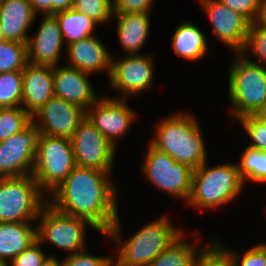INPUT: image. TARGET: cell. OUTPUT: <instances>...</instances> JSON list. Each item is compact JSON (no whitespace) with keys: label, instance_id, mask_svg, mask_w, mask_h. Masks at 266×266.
I'll list each match as a JSON object with an SVG mask.
<instances>
[{"label":"cell","instance_id":"7","mask_svg":"<svg viewBox=\"0 0 266 266\" xmlns=\"http://www.w3.org/2000/svg\"><path fill=\"white\" fill-rule=\"evenodd\" d=\"M37 240L46 241L55 247L67 251V255L84 251L86 248L87 226L101 233L91 222L82 217H76L57 210L48 202L38 216Z\"/></svg>","mask_w":266,"mask_h":266},{"label":"cell","instance_id":"18","mask_svg":"<svg viewBox=\"0 0 266 266\" xmlns=\"http://www.w3.org/2000/svg\"><path fill=\"white\" fill-rule=\"evenodd\" d=\"M54 66L27 63L22 71L21 107L31 116L54 96Z\"/></svg>","mask_w":266,"mask_h":266},{"label":"cell","instance_id":"28","mask_svg":"<svg viewBox=\"0 0 266 266\" xmlns=\"http://www.w3.org/2000/svg\"><path fill=\"white\" fill-rule=\"evenodd\" d=\"M216 240V241H215ZM211 240L208 244L200 247L192 266H235L231 252L217 239Z\"/></svg>","mask_w":266,"mask_h":266},{"label":"cell","instance_id":"39","mask_svg":"<svg viewBox=\"0 0 266 266\" xmlns=\"http://www.w3.org/2000/svg\"><path fill=\"white\" fill-rule=\"evenodd\" d=\"M29 2L37 14H51V0H29Z\"/></svg>","mask_w":266,"mask_h":266},{"label":"cell","instance_id":"20","mask_svg":"<svg viewBox=\"0 0 266 266\" xmlns=\"http://www.w3.org/2000/svg\"><path fill=\"white\" fill-rule=\"evenodd\" d=\"M29 0H0V24L6 40L27 44L37 17Z\"/></svg>","mask_w":266,"mask_h":266},{"label":"cell","instance_id":"15","mask_svg":"<svg viewBox=\"0 0 266 266\" xmlns=\"http://www.w3.org/2000/svg\"><path fill=\"white\" fill-rule=\"evenodd\" d=\"M85 117L86 111L81 107L53 96L32 115V123L42 134L71 139Z\"/></svg>","mask_w":266,"mask_h":266},{"label":"cell","instance_id":"37","mask_svg":"<svg viewBox=\"0 0 266 266\" xmlns=\"http://www.w3.org/2000/svg\"><path fill=\"white\" fill-rule=\"evenodd\" d=\"M225 6L240 13L251 23L255 22L259 13L261 0H219Z\"/></svg>","mask_w":266,"mask_h":266},{"label":"cell","instance_id":"17","mask_svg":"<svg viewBox=\"0 0 266 266\" xmlns=\"http://www.w3.org/2000/svg\"><path fill=\"white\" fill-rule=\"evenodd\" d=\"M88 75L91 76L67 65L54 66V96L76 104L86 111L99 98Z\"/></svg>","mask_w":266,"mask_h":266},{"label":"cell","instance_id":"1","mask_svg":"<svg viewBox=\"0 0 266 266\" xmlns=\"http://www.w3.org/2000/svg\"><path fill=\"white\" fill-rule=\"evenodd\" d=\"M111 173L75 166L49 194L48 203L63 213L87 219L104 235L119 215V193L109 177Z\"/></svg>","mask_w":266,"mask_h":266},{"label":"cell","instance_id":"4","mask_svg":"<svg viewBox=\"0 0 266 266\" xmlns=\"http://www.w3.org/2000/svg\"><path fill=\"white\" fill-rule=\"evenodd\" d=\"M235 54L228 70L231 123L266 112V65L248 59L249 53L247 56L242 52Z\"/></svg>","mask_w":266,"mask_h":266},{"label":"cell","instance_id":"30","mask_svg":"<svg viewBox=\"0 0 266 266\" xmlns=\"http://www.w3.org/2000/svg\"><path fill=\"white\" fill-rule=\"evenodd\" d=\"M22 89V71L0 73V108L20 106Z\"/></svg>","mask_w":266,"mask_h":266},{"label":"cell","instance_id":"14","mask_svg":"<svg viewBox=\"0 0 266 266\" xmlns=\"http://www.w3.org/2000/svg\"><path fill=\"white\" fill-rule=\"evenodd\" d=\"M208 15L215 37L234 52H243L251 22L219 0H199Z\"/></svg>","mask_w":266,"mask_h":266},{"label":"cell","instance_id":"32","mask_svg":"<svg viewBox=\"0 0 266 266\" xmlns=\"http://www.w3.org/2000/svg\"><path fill=\"white\" fill-rule=\"evenodd\" d=\"M239 121L252 140L248 146L266 152V112L242 117Z\"/></svg>","mask_w":266,"mask_h":266},{"label":"cell","instance_id":"6","mask_svg":"<svg viewBox=\"0 0 266 266\" xmlns=\"http://www.w3.org/2000/svg\"><path fill=\"white\" fill-rule=\"evenodd\" d=\"M45 195L32 175L0 178V222H36Z\"/></svg>","mask_w":266,"mask_h":266},{"label":"cell","instance_id":"5","mask_svg":"<svg viewBox=\"0 0 266 266\" xmlns=\"http://www.w3.org/2000/svg\"><path fill=\"white\" fill-rule=\"evenodd\" d=\"M206 162L193 171L191 192L186 202L203 211L215 210L234 201L245 185L236 163L210 167Z\"/></svg>","mask_w":266,"mask_h":266},{"label":"cell","instance_id":"24","mask_svg":"<svg viewBox=\"0 0 266 266\" xmlns=\"http://www.w3.org/2000/svg\"><path fill=\"white\" fill-rule=\"evenodd\" d=\"M59 24L65 45L94 36L98 25L85 14L70 8L53 14Z\"/></svg>","mask_w":266,"mask_h":266},{"label":"cell","instance_id":"33","mask_svg":"<svg viewBox=\"0 0 266 266\" xmlns=\"http://www.w3.org/2000/svg\"><path fill=\"white\" fill-rule=\"evenodd\" d=\"M247 49L252 50V54L257 57L256 63L266 65V28L259 26L256 22L250 24L248 39L242 53L245 54Z\"/></svg>","mask_w":266,"mask_h":266},{"label":"cell","instance_id":"27","mask_svg":"<svg viewBox=\"0 0 266 266\" xmlns=\"http://www.w3.org/2000/svg\"><path fill=\"white\" fill-rule=\"evenodd\" d=\"M32 123V116L21 106L0 108V142L18 134Z\"/></svg>","mask_w":266,"mask_h":266},{"label":"cell","instance_id":"10","mask_svg":"<svg viewBox=\"0 0 266 266\" xmlns=\"http://www.w3.org/2000/svg\"><path fill=\"white\" fill-rule=\"evenodd\" d=\"M153 57L151 54L112 56L109 87L123 99L150 91L155 79Z\"/></svg>","mask_w":266,"mask_h":266},{"label":"cell","instance_id":"21","mask_svg":"<svg viewBox=\"0 0 266 266\" xmlns=\"http://www.w3.org/2000/svg\"><path fill=\"white\" fill-rule=\"evenodd\" d=\"M151 13H113L116 34L126 55H140L150 31Z\"/></svg>","mask_w":266,"mask_h":266},{"label":"cell","instance_id":"36","mask_svg":"<svg viewBox=\"0 0 266 266\" xmlns=\"http://www.w3.org/2000/svg\"><path fill=\"white\" fill-rule=\"evenodd\" d=\"M86 249L72 255H67L63 260L60 259V266H107L113 259L110 256H94L86 253ZM62 260V261H61Z\"/></svg>","mask_w":266,"mask_h":266},{"label":"cell","instance_id":"44","mask_svg":"<svg viewBox=\"0 0 266 266\" xmlns=\"http://www.w3.org/2000/svg\"><path fill=\"white\" fill-rule=\"evenodd\" d=\"M107 266H119V265L115 262V260L112 259L111 262L107 264Z\"/></svg>","mask_w":266,"mask_h":266},{"label":"cell","instance_id":"12","mask_svg":"<svg viewBox=\"0 0 266 266\" xmlns=\"http://www.w3.org/2000/svg\"><path fill=\"white\" fill-rule=\"evenodd\" d=\"M76 166L112 172L115 148L85 117L70 139Z\"/></svg>","mask_w":266,"mask_h":266},{"label":"cell","instance_id":"42","mask_svg":"<svg viewBox=\"0 0 266 266\" xmlns=\"http://www.w3.org/2000/svg\"><path fill=\"white\" fill-rule=\"evenodd\" d=\"M49 254V256L45 259V261L40 266H60V259L57 260V258L53 255Z\"/></svg>","mask_w":266,"mask_h":266},{"label":"cell","instance_id":"35","mask_svg":"<svg viewBox=\"0 0 266 266\" xmlns=\"http://www.w3.org/2000/svg\"><path fill=\"white\" fill-rule=\"evenodd\" d=\"M40 245L41 243L36 240L18 256L12 259L8 263V266H40L49 256L43 251Z\"/></svg>","mask_w":266,"mask_h":266},{"label":"cell","instance_id":"3","mask_svg":"<svg viewBox=\"0 0 266 266\" xmlns=\"http://www.w3.org/2000/svg\"><path fill=\"white\" fill-rule=\"evenodd\" d=\"M120 226L118 215L112 228L104 234L118 245L115 262L119 266H149L162 251L183 234V230L177 229L164 215L148 225L146 223L127 240H123Z\"/></svg>","mask_w":266,"mask_h":266},{"label":"cell","instance_id":"16","mask_svg":"<svg viewBox=\"0 0 266 266\" xmlns=\"http://www.w3.org/2000/svg\"><path fill=\"white\" fill-rule=\"evenodd\" d=\"M35 36L27 42V61L34 65H59L61 49L65 45L56 17L44 15Z\"/></svg>","mask_w":266,"mask_h":266},{"label":"cell","instance_id":"31","mask_svg":"<svg viewBox=\"0 0 266 266\" xmlns=\"http://www.w3.org/2000/svg\"><path fill=\"white\" fill-rule=\"evenodd\" d=\"M72 8L91 18L98 26L113 18L112 0H73Z\"/></svg>","mask_w":266,"mask_h":266},{"label":"cell","instance_id":"19","mask_svg":"<svg viewBox=\"0 0 266 266\" xmlns=\"http://www.w3.org/2000/svg\"><path fill=\"white\" fill-rule=\"evenodd\" d=\"M69 67L94 74L107 71L111 73L112 55L95 35L73 42L66 46Z\"/></svg>","mask_w":266,"mask_h":266},{"label":"cell","instance_id":"13","mask_svg":"<svg viewBox=\"0 0 266 266\" xmlns=\"http://www.w3.org/2000/svg\"><path fill=\"white\" fill-rule=\"evenodd\" d=\"M128 105L127 99L99 97L86 110L87 119L115 148L118 138L129 131L137 116V112Z\"/></svg>","mask_w":266,"mask_h":266},{"label":"cell","instance_id":"38","mask_svg":"<svg viewBox=\"0 0 266 266\" xmlns=\"http://www.w3.org/2000/svg\"><path fill=\"white\" fill-rule=\"evenodd\" d=\"M155 0H112L113 13H150Z\"/></svg>","mask_w":266,"mask_h":266},{"label":"cell","instance_id":"29","mask_svg":"<svg viewBox=\"0 0 266 266\" xmlns=\"http://www.w3.org/2000/svg\"><path fill=\"white\" fill-rule=\"evenodd\" d=\"M27 63V44L9 40L0 43V73L23 71Z\"/></svg>","mask_w":266,"mask_h":266},{"label":"cell","instance_id":"45","mask_svg":"<svg viewBox=\"0 0 266 266\" xmlns=\"http://www.w3.org/2000/svg\"><path fill=\"white\" fill-rule=\"evenodd\" d=\"M0 266H8V264L2 260H0Z\"/></svg>","mask_w":266,"mask_h":266},{"label":"cell","instance_id":"25","mask_svg":"<svg viewBox=\"0 0 266 266\" xmlns=\"http://www.w3.org/2000/svg\"><path fill=\"white\" fill-rule=\"evenodd\" d=\"M184 235L185 233L162 251L149 266H192L200 246L184 242Z\"/></svg>","mask_w":266,"mask_h":266},{"label":"cell","instance_id":"2","mask_svg":"<svg viewBox=\"0 0 266 266\" xmlns=\"http://www.w3.org/2000/svg\"><path fill=\"white\" fill-rule=\"evenodd\" d=\"M178 112L158 121L149 144L195 170L207 161L203 133L196 116Z\"/></svg>","mask_w":266,"mask_h":266},{"label":"cell","instance_id":"43","mask_svg":"<svg viewBox=\"0 0 266 266\" xmlns=\"http://www.w3.org/2000/svg\"><path fill=\"white\" fill-rule=\"evenodd\" d=\"M6 41V38L3 34V30H2V27H1V24H0V43Z\"/></svg>","mask_w":266,"mask_h":266},{"label":"cell","instance_id":"9","mask_svg":"<svg viewBox=\"0 0 266 266\" xmlns=\"http://www.w3.org/2000/svg\"><path fill=\"white\" fill-rule=\"evenodd\" d=\"M141 164L142 173L156 188L187 202L192 184L193 169L176 162L171 156L160 152L150 144Z\"/></svg>","mask_w":266,"mask_h":266},{"label":"cell","instance_id":"22","mask_svg":"<svg viewBox=\"0 0 266 266\" xmlns=\"http://www.w3.org/2000/svg\"><path fill=\"white\" fill-rule=\"evenodd\" d=\"M0 222V260L7 264L37 240V223Z\"/></svg>","mask_w":266,"mask_h":266},{"label":"cell","instance_id":"34","mask_svg":"<svg viewBox=\"0 0 266 266\" xmlns=\"http://www.w3.org/2000/svg\"><path fill=\"white\" fill-rule=\"evenodd\" d=\"M235 261V266H266V242H261L243 253L228 249Z\"/></svg>","mask_w":266,"mask_h":266},{"label":"cell","instance_id":"23","mask_svg":"<svg viewBox=\"0 0 266 266\" xmlns=\"http://www.w3.org/2000/svg\"><path fill=\"white\" fill-rule=\"evenodd\" d=\"M201 29L192 22L178 25L172 37V47L176 55L187 61H197L209 52L208 41Z\"/></svg>","mask_w":266,"mask_h":266},{"label":"cell","instance_id":"8","mask_svg":"<svg viewBox=\"0 0 266 266\" xmlns=\"http://www.w3.org/2000/svg\"><path fill=\"white\" fill-rule=\"evenodd\" d=\"M75 166L70 139L41 134L32 176L45 194L49 196Z\"/></svg>","mask_w":266,"mask_h":266},{"label":"cell","instance_id":"11","mask_svg":"<svg viewBox=\"0 0 266 266\" xmlns=\"http://www.w3.org/2000/svg\"><path fill=\"white\" fill-rule=\"evenodd\" d=\"M41 130L31 123L0 142V178L32 175Z\"/></svg>","mask_w":266,"mask_h":266},{"label":"cell","instance_id":"26","mask_svg":"<svg viewBox=\"0 0 266 266\" xmlns=\"http://www.w3.org/2000/svg\"><path fill=\"white\" fill-rule=\"evenodd\" d=\"M238 165L239 174L244 184L251 182H266V152L246 146L242 151ZM248 179V180H247Z\"/></svg>","mask_w":266,"mask_h":266},{"label":"cell","instance_id":"40","mask_svg":"<svg viewBox=\"0 0 266 266\" xmlns=\"http://www.w3.org/2000/svg\"><path fill=\"white\" fill-rule=\"evenodd\" d=\"M73 6V0H51V14L65 11Z\"/></svg>","mask_w":266,"mask_h":266},{"label":"cell","instance_id":"41","mask_svg":"<svg viewBox=\"0 0 266 266\" xmlns=\"http://www.w3.org/2000/svg\"><path fill=\"white\" fill-rule=\"evenodd\" d=\"M255 22L259 26L266 28V0H261L259 13Z\"/></svg>","mask_w":266,"mask_h":266}]
</instances>
